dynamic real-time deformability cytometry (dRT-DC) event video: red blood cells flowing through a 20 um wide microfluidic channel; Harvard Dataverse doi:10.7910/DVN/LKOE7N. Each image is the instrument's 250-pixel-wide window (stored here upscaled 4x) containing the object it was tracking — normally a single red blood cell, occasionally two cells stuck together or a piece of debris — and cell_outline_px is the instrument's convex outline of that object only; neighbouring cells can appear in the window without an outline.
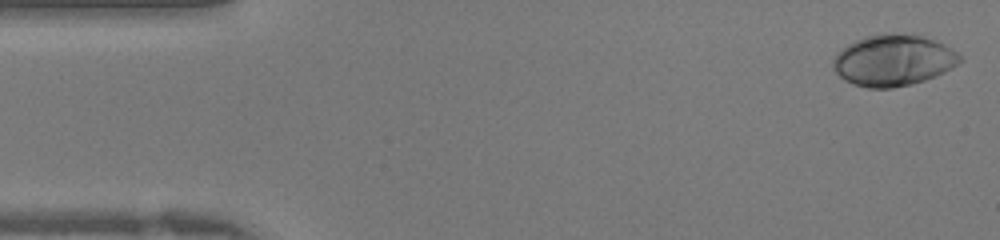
{"species": "human", "species_latin": "Homo sapiens", "temperature_condition": "warm", "stored_images_in_passage": 41, "camera_frame_rate_fps": 3000, "um_per_image_px": 0.085, "donor": {"sex": "female"}, "frame": {"image": 1, "passage_image": 1, "time_ms": 0.0, "image_size_px": [1000, 240], "cell_outline_px": [[964, 60], [952, 68], [944, 72], [924, 80], [912, 84], [892, 88], [868, 88], [844, 80], [832, 68], [832, 60], [836, 52], [840, 48], [864, 36], [884, 32], [892, 32], [924, 36], [944, 44], [952, 48], [964, 56]], "centroid_in_image_um": [75.94, 5.1], "position_along_channel_um": 9.1, "area_um2": 38.44}}
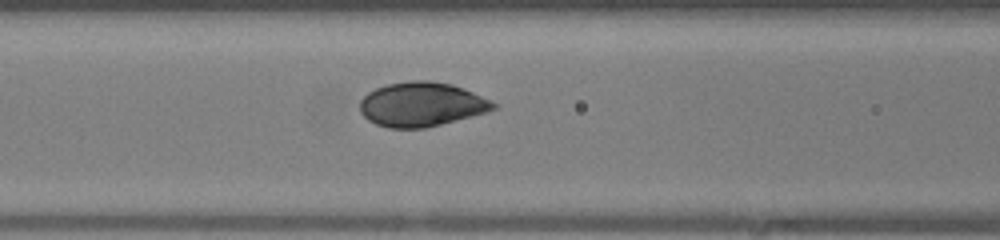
{"frame": {"image": 2, "passage_image": 16, "time_ms": 5.0, "image_size_px": [1000, 240], "cell_outline_px": [[496, 108], [472, 116], [424, 128], [388, 128], [376, 124], [368, 120], [360, 112], [360, 100], [368, 92], [376, 88], [388, 84], [416, 80], [428, 80], [452, 84], [464, 88], [496, 104]], "centroid_in_image_um": [35.78, 8.87], "position_along_channel_um": 130.8, "area_um2": 34.1}}
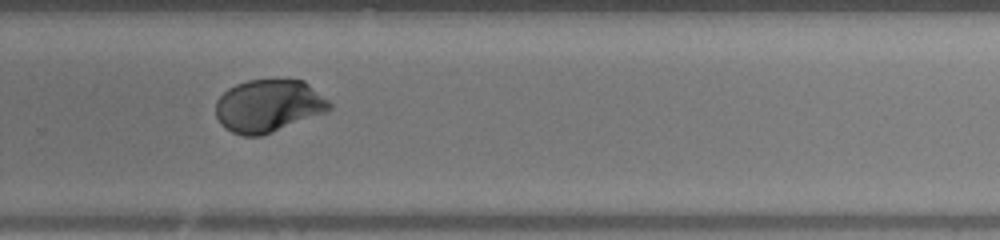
{"frame": {"image": 3, "passage_image": 27, "time_ms": 8.667, "image_size_px": [1000, 240], "cell_outline_px": [[332, 108], [324, 112], [272, 132], [260, 136], [244, 136], [232, 132], [224, 128], [220, 124], [216, 116], [216, 100], [228, 88], [236, 84], [248, 80], [304, 80], [328, 100], [332, 104]], "centroid_in_image_um": [22.78, 9.0], "position_along_channel_um": 307.0, "area_um2": 34.62}}